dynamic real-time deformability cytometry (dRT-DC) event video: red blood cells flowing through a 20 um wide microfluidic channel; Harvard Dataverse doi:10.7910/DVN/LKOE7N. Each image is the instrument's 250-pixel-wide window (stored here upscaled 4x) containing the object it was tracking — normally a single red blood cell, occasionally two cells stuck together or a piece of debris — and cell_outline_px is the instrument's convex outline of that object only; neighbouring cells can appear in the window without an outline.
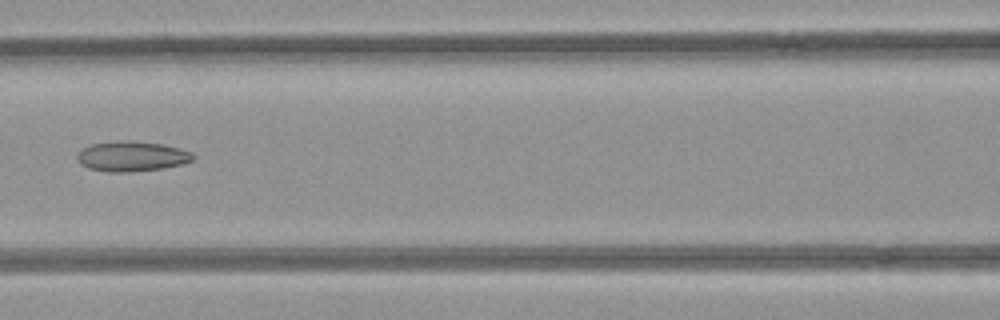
{"species": "common noctule bat (a hibernating species)", "species_latin": "Nyctalus noctula", "temperature_condition": "room temperature", "stored_images_in_passage": 5, "camera_frame_rate_fps": 3000, "um_per_image_px": 0.085, "animal": {"sex": "female", "body_mass_g": 21.9}, "frame": {"image": 1, "passage_image": 3, "time_ms": 0.667, "image_size_px": [1000, 320], "cell_outline_px": [[196, 156], [192, 160], [180, 164], [164, 168], [132, 172], [108, 172], [88, 168], [80, 164], [76, 156], [88, 144], [164, 144], [180, 148], [192, 152]], "centroid_in_image_um": [11.24, 13.35], "position_along_channel_um": 155.4, "area_um2": 19.31}}
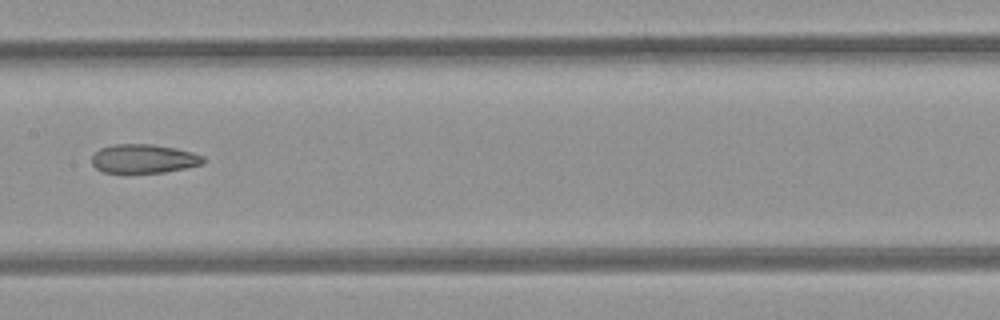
{"frame": {"image": 2, "passage_image": 4, "time_ms": 1.0, "image_size_px": [1000, 320], "cell_outline_px": [[204, 164], [164, 172], [104, 172], [96, 168], [92, 164], [92, 156], [100, 148], [112, 144], [152, 144], [176, 148], [192, 152], [204, 156]], "centroid_in_image_um": [12.22, 13.48], "position_along_channel_um": 195.2, "area_um2": 18.67}}
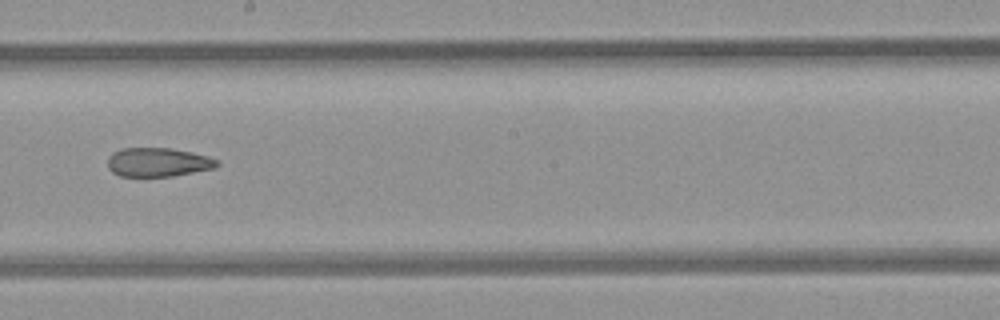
{"frame": {"image": 3, "passage_image": 5, "time_ms": 1.333, "image_size_px": [1000, 320], "cell_outline_px": [[220, 164], [212, 168], [172, 176], [120, 176], [112, 172], [108, 168], [108, 156], [112, 152], [120, 148], [172, 148], [192, 152], [208, 156], [216, 160]], "centroid_in_image_um": [13.38, 13.77], "position_along_channel_um": 234.8, "area_um2": 18.38}}